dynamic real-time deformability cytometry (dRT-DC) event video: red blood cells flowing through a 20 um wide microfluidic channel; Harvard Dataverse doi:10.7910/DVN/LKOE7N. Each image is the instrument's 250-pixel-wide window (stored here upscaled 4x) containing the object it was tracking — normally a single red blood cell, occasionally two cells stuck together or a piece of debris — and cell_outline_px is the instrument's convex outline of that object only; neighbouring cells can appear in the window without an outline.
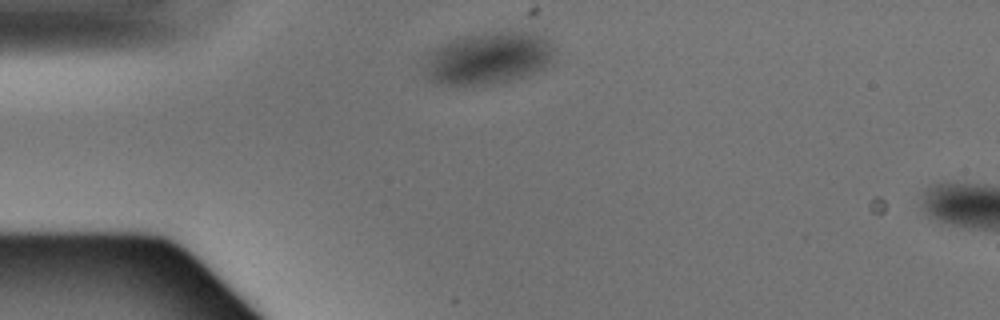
{"species": "Egyptian fruit bat (a non-hibernating species)", "species_latin": "Rousettus aegyptiacus", "temperature_condition": "warm", "stored_images_in_passage": 3, "camera_frame_rate_fps": 3000, "um_per_image_px": 0.085, "animal": {"sex": "male"}, "frame": {"image": 1, "passage_image": 1, "time_ms": 0.0, "image_size_px": [1000, 320], "cell_outline_px": [[552, 64], [544, 68], [516, 80], [492, 84], [448, 84], [432, 80], [428, 76], [428, 60], [432, 48], [452, 40], [464, 36], [496, 32], [528, 32], [540, 36], [548, 40], [552, 48]], "centroid_in_image_um": [41.58, 4.95], "position_along_channel_um": 43.4, "area_um2": 38.55}}
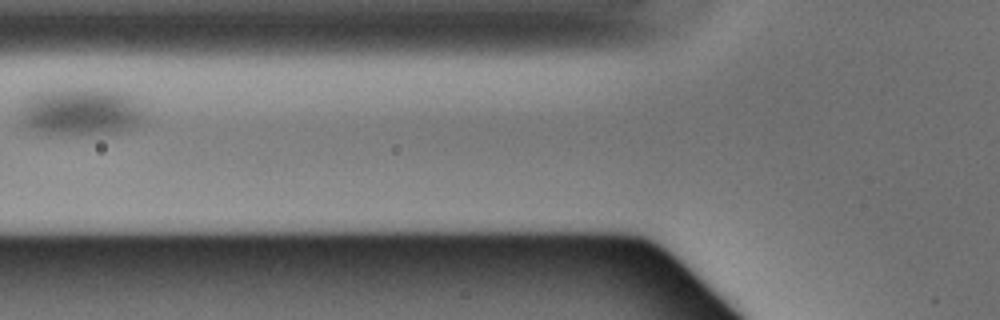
{"frame": {"image": 2, "passage_image": 3, "time_ms": 0.667, "image_size_px": [1000, 320], "cell_outline_px": [[144, 120], [140, 124], [132, 128], [116, 132], [44, 132], [28, 128], [20, 120], [20, 100], [28, 92], [60, 88], [112, 88], [128, 92], [136, 100], [144, 116]], "centroid_in_image_um": [6.82, 9.39], "position_along_channel_um": 119.0, "area_um2": 35.08}}